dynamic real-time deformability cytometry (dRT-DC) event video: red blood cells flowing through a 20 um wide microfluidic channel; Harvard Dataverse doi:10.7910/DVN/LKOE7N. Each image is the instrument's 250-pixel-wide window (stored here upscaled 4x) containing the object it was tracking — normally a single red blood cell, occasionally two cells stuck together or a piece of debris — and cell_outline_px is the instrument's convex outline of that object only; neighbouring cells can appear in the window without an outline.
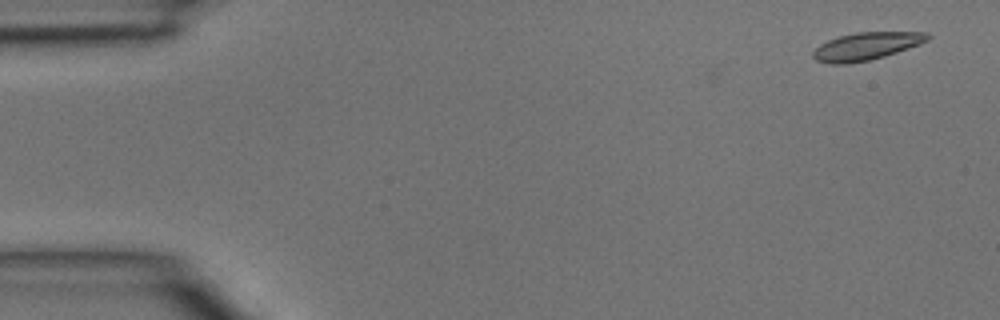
{"species": "common noctule bat (a hibernating species)", "species_latin": "Nyctalus noctula", "temperature_condition": "room temperature", "stored_images_in_passage": 6, "camera_frame_rate_fps": 3000, "um_per_image_px": 0.085, "animal": {"sex": "male", "body_mass_g": 15.6}, "frame": {"image": 1, "passage_image": 1, "time_ms": 0.0, "image_size_px": [1000, 320], "cell_outline_px": [[932, 36], [928, 40], [920, 44], [884, 56], [868, 60], [844, 64], [832, 64], [816, 60], [812, 56], [812, 52], [820, 44], [828, 40], [840, 36], [856, 32], [928, 32]], "centroid_in_image_um": [73.64, 3.92], "position_along_channel_um": 11.4, "area_um2": 18.32}}